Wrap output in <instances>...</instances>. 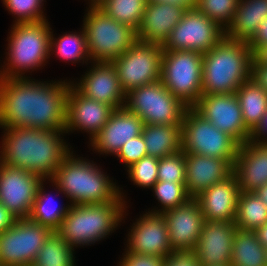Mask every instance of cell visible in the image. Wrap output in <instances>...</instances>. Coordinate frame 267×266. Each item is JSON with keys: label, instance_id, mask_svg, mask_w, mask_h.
Segmentation results:
<instances>
[{"label": "cell", "instance_id": "cell-13", "mask_svg": "<svg viewBox=\"0 0 267 266\" xmlns=\"http://www.w3.org/2000/svg\"><path fill=\"white\" fill-rule=\"evenodd\" d=\"M224 36L223 28L194 7L185 11L162 47L163 50H190L204 54Z\"/></svg>", "mask_w": 267, "mask_h": 266}, {"label": "cell", "instance_id": "cell-21", "mask_svg": "<svg viewBox=\"0 0 267 266\" xmlns=\"http://www.w3.org/2000/svg\"><path fill=\"white\" fill-rule=\"evenodd\" d=\"M144 122L125 107L115 109L103 128L91 139V149L115 156L128 140L142 134Z\"/></svg>", "mask_w": 267, "mask_h": 266}, {"label": "cell", "instance_id": "cell-1", "mask_svg": "<svg viewBox=\"0 0 267 266\" xmlns=\"http://www.w3.org/2000/svg\"><path fill=\"white\" fill-rule=\"evenodd\" d=\"M38 81L0 78V128L65 130L71 80Z\"/></svg>", "mask_w": 267, "mask_h": 266}, {"label": "cell", "instance_id": "cell-18", "mask_svg": "<svg viewBox=\"0 0 267 266\" xmlns=\"http://www.w3.org/2000/svg\"><path fill=\"white\" fill-rule=\"evenodd\" d=\"M92 63L89 66L92 68L78 79L80 81H71V84L90 99L106 103L114 109L123 108L126 94L123 92L115 67L111 62Z\"/></svg>", "mask_w": 267, "mask_h": 266}, {"label": "cell", "instance_id": "cell-3", "mask_svg": "<svg viewBox=\"0 0 267 266\" xmlns=\"http://www.w3.org/2000/svg\"><path fill=\"white\" fill-rule=\"evenodd\" d=\"M74 150L61 162L48 183L69 199L70 205L114 202L120 187L97 164L77 157ZM76 156V157H75ZM54 184V185H53Z\"/></svg>", "mask_w": 267, "mask_h": 266}, {"label": "cell", "instance_id": "cell-41", "mask_svg": "<svg viewBox=\"0 0 267 266\" xmlns=\"http://www.w3.org/2000/svg\"><path fill=\"white\" fill-rule=\"evenodd\" d=\"M117 266H163L165 258L154 255H141L133 252L124 251Z\"/></svg>", "mask_w": 267, "mask_h": 266}, {"label": "cell", "instance_id": "cell-42", "mask_svg": "<svg viewBox=\"0 0 267 266\" xmlns=\"http://www.w3.org/2000/svg\"><path fill=\"white\" fill-rule=\"evenodd\" d=\"M163 266H201L194 250L172 251Z\"/></svg>", "mask_w": 267, "mask_h": 266}, {"label": "cell", "instance_id": "cell-12", "mask_svg": "<svg viewBox=\"0 0 267 266\" xmlns=\"http://www.w3.org/2000/svg\"><path fill=\"white\" fill-rule=\"evenodd\" d=\"M51 233L29 218L16 219L0 234V266H32Z\"/></svg>", "mask_w": 267, "mask_h": 266}, {"label": "cell", "instance_id": "cell-16", "mask_svg": "<svg viewBox=\"0 0 267 266\" xmlns=\"http://www.w3.org/2000/svg\"><path fill=\"white\" fill-rule=\"evenodd\" d=\"M125 250L141 255L166 258L173 250L168 235L166 220L161 213L145 211L130 226Z\"/></svg>", "mask_w": 267, "mask_h": 266}, {"label": "cell", "instance_id": "cell-23", "mask_svg": "<svg viewBox=\"0 0 267 266\" xmlns=\"http://www.w3.org/2000/svg\"><path fill=\"white\" fill-rule=\"evenodd\" d=\"M187 8L163 1L147 2L137 39L142 42L163 45L172 29L182 20Z\"/></svg>", "mask_w": 267, "mask_h": 266}, {"label": "cell", "instance_id": "cell-22", "mask_svg": "<svg viewBox=\"0 0 267 266\" xmlns=\"http://www.w3.org/2000/svg\"><path fill=\"white\" fill-rule=\"evenodd\" d=\"M236 158H215L185 153L186 190L191 198L233 173Z\"/></svg>", "mask_w": 267, "mask_h": 266}, {"label": "cell", "instance_id": "cell-40", "mask_svg": "<svg viewBox=\"0 0 267 266\" xmlns=\"http://www.w3.org/2000/svg\"><path fill=\"white\" fill-rule=\"evenodd\" d=\"M144 156H147V152L142 134L125 142L115 155L127 168Z\"/></svg>", "mask_w": 267, "mask_h": 266}, {"label": "cell", "instance_id": "cell-20", "mask_svg": "<svg viewBox=\"0 0 267 266\" xmlns=\"http://www.w3.org/2000/svg\"><path fill=\"white\" fill-rule=\"evenodd\" d=\"M236 229L232 221L205 220L194 249L201 266L230 265Z\"/></svg>", "mask_w": 267, "mask_h": 266}, {"label": "cell", "instance_id": "cell-6", "mask_svg": "<svg viewBox=\"0 0 267 266\" xmlns=\"http://www.w3.org/2000/svg\"><path fill=\"white\" fill-rule=\"evenodd\" d=\"M11 26L7 38V61L0 66V78H25L26 72L38 70L48 62L52 28L48 20L14 23Z\"/></svg>", "mask_w": 267, "mask_h": 266}, {"label": "cell", "instance_id": "cell-4", "mask_svg": "<svg viewBox=\"0 0 267 266\" xmlns=\"http://www.w3.org/2000/svg\"><path fill=\"white\" fill-rule=\"evenodd\" d=\"M114 202L71 205L55 231L72 248L89 246L108 237L125 218L126 195L121 192ZM125 215V216H124Z\"/></svg>", "mask_w": 267, "mask_h": 266}, {"label": "cell", "instance_id": "cell-9", "mask_svg": "<svg viewBox=\"0 0 267 266\" xmlns=\"http://www.w3.org/2000/svg\"><path fill=\"white\" fill-rule=\"evenodd\" d=\"M124 107L150 125L182 124L188 108L160 80L129 91Z\"/></svg>", "mask_w": 267, "mask_h": 266}, {"label": "cell", "instance_id": "cell-8", "mask_svg": "<svg viewBox=\"0 0 267 266\" xmlns=\"http://www.w3.org/2000/svg\"><path fill=\"white\" fill-rule=\"evenodd\" d=\"M202 67L200 52L163 50L160 81L187 107H193L202 95Z\"/></svg>", "mask_w": 267, "mask_h": 266}, {"label": "cell", "instance_id": "cell-14", "mask_svg": "<svg viewBox=\"0 0 267 266\" xmlns=\"http://www.w3.org/2000/svg\"><path fill=\"white\" fill-rule=\"evenodd\" d=\"M42 181L38 175L0 162V204L15 219L28 218Z\"/></svg>", "mask_w": 267, "mask_h": 266}, {"label": "cell", "instance_id": "cell-15", "mask_svg": "<svg viewBox=\"0 0 267 266\" xmlns=\"http://www.w3.org/2000/svg\"><path fill=\"white\" fill-rule=\"evenodd\" d=\"M193 108L239 145L249 140L251 131L245 126L235 93L201 95Z\"/></svg>", "mask_w": 267, "mask_h": 266}, {"label": "cell", "instance_id": "cell-46", "mask_svg": "<svg viewBox=\"0 0 267 266\" xmlns=\"http://www.w3.org/2000/svg\"><path fill=\"white\" fill-rule=\"evenodd\" d=\"M15 221V217L0 204V234L10 228Z\"/></svg>", "mask_w": 267, "mask_h": 266}, {"label": "cell", "instance_id": "cell-27", "mask_svg": "<svg viewBox=\"0 0 267 266\" xmlns=\"http://www.w3.org/2000/svg\"><path fill=\"white\" fill-rule=\"evenodd\" d=\"M142 137L148 156L163 158L182 151L181 124H144Z\"/></svg>", "mask_w": 267, "mask_h": 266}, {"label": "cell", "instance_id": "cell-30", "mask_svg": "<svg viewBox=\"0 0 267 266\" xmlns=\"http://www.w3.org/2000/svg\"><path fill=\"white\" fill-rule=\"evenodd\" d=\"M44 183H46V180H43L39 185L36 199L34 200L28 218L49 228L52 232H55L59 228L60 223L66 216L71 205H55V202L53 203L54 196L50 193H46L44 190Z\"/></svg>", "mask_w": 267, "mask_h": 266}, {"label": "cell", "instance_id": "cell-24", "mask_svg": "<svg viewBox=\"0 0 267 266\" xmlns=\"http://www.w3.org/2000/svg\"><path fill=\"white\" fill-rule=\"evenodd\" d=\"M239 193L237 177L232 173L225 180L204 190L195 199L205 220L234 222Z\"/></svg>", "mask_w": 267, "mask_h": 266}, {"label": "cell", "instance_id": "cell-32", "mask_svg": "<svg viewBox=\"0 0 267 266\" xmlns=\"http://www.w3.org/2000/svg\"><path fill=\"white\" fill-rule=\"evenodd\" d=\"M79 31H72L69 34L66 32L58 38L51 31V55H57L56 57L62 58L64 61H71L72 64L79 62L84 64L85 62L88 65L89 55L86 47L85 31L83 27Z\"/></svg>", "mask_w": 267, "mask_h": 266}, {"label": "cell", "instance_id": "cell-19", "mask_svg": "<svg viewBox=\"0 0 267 266\" xmlns=\"http://www.w3.org/2000/svg\"><path fill=\"white\" fill-rule=\"evenodd\" d=\"M162 215L166 220L172 250H194L205 223L198 201L190 198Z\"/></svg>", "mask_w": 267, "mask_h": 266}, {"label": "cell", "instance_id": "cell-31", "mask_svg": "<svg viewBox=\"0 0 267 266\" xmlns=\"http://www.w3.org/2000/svg\"><path fill=\"white\" fill-rule=\"evenodd\" d=\"M267 222V207L254 192L240 191L235 225L237 229L255 231Z\"/></svg>", "mask_w": 267, "mask_h": 266}, {"label": "cell", "instance_id": "cell-43", "mask_svg": "<svg viewBox=\"0 0 267 266\" xmlns=\"http://www.w3.org/2000/svg\"><path fill=\"white\" fill-rule=\"evenodd\" d=\"M247 45L254 54L261 46L267 45V18L262 19L256 32L247 41Z\"/></svg>", "mask_w": 267, "mask_h": 266}, {"label": "cell", "instance_id": "cell-37", "mask_svg": "<svg viewBox=\"0 0 267 266\" xmlns=\"http://www.w3.org/2000/svg\"><path fill=\"white\" fill-rule=\"evenodd\" d=\"M45 0H2L9 13L15 15L14 23L38 22L47 20L43 11Z\"/></svg>", "mask_w": 267, "mask_h": 266}, {"label": "cell", "instance_id": "cell-34", "mask_svg": "<svg viewBox=\"0 0 267 266\" xmlns=\"http://www.w3.org/2000/svg\"><path fill=\"white\" fill-rule=\"evenodd\" d=\"M147 0H103L97 6L109 17L138 30Z\"/></svg>", "mask_w": 267, "mask_h": 266}, {"label": "cell", "instance_id": "cell-36", "mask_svg": "<svg viewBox=\"0 0 267 266\" xmlns=\"http://www.w3.org/2000/svg\"><path fill=\"white\" fill-rule=\"evenodd\" d=\"M239 0H197L196 8L224 30L233 20Z\"/></svg>", "mask_w": 267, "mask_h": 266}, {"label": "cell", "instance_id": "cell-2", "mask_svg": "<svg viewBox=\"0 0 267 266\" xmlns=\"http://www.w3.org/2000/svg\"><path fill=\"white\" fill-rule=\"evenodd\" d=\"M0 162L51 180L61 162L72 152L65 131L26 127L2 128Z\"/></svg>", "mask_w": 267, "mask_h": 266}, {"label": "cell", "instance_id": "cell-17", "mask_svg": "<svg viewBox=\"0 0 267 266\" xmlns=\"http://www.w3.org/2000/svg\"><path fill=\"white\" fill-rule=\"evenodd\" d=\"M115 109L102 102L90 99L70 84L66 99L65 133L84 131L89 140L103 128Z\"/></svg>", "mask_w": 267, "mask_h": 266}, {"label": "cell", "instance_id": "cell-26", "mask_svg": "<svg viewBox=\"0 0 267 266\" xmlns=\"http://www.w3.org/2000/svg\"><path fill=\"white\" fill-rule=\"evenodd\" d=\"M265 18L267 0H239L233 20L225 30V37L248 41Z\"/></svg>", "mask_w": 267, "mask_h": 266}, {"label": "cell", "instance_id": "cell-5", "mask_svg": "<svg viewBox=\"0 0 267 266\" xmlns=\"http://www.w3.org/2000/svg\"><path fill=\"white\" fill-rule=\"evenodd\" d=\"M252 58L247 41L224 36L203 54L202 95L235 93L250 78Z\"/></svg>", "mask_w": 267, "mask_h": 266}, {"label": "cell", "instance_id": "cell-38", "mask_svg": "<svg viewBox=\"0 0 267 266\" xmlns=\"http://www.w3.org/2000/svg\"><path fill=\"white\" fill-rule=\"evenodd\" d=\"M158 163L159 158L144 156L127 168L129 180L137 187L152 189L158 181Z\"/></svg>", "mask_w": 267, "mask_h": 266}, {"label": "cell", "instance_id": "cell-39", "mask_svg": "<svg viewBox=\"0 0 267 266\" xmlns=\"http://www.w3.org/2000/svg\"><path fill=\"white\" fill-rule=\"evenodd\" d=\"M158 181L186 182L185 152L159 158Z\"/></svg>", "mask_w": 267, "mask_h": 266}, {"label": "cell", "instance_id": "cell-25", "mask_svg": "<svg viewBox=\"0 0 267 266\" xmlns=\"http://www.w3.org/2000/svg\"><path fill=\"white\" fill-rule=\"evenodd\" d=\"M239 189L254 192L267 183V143L247 141L239 145L233 165Z\"/></svg>", "mask_w": 267, "mask_h": 266}, {"label": "cell", "instance_id": "cell-28", "mask_svg": "<svg viewBox=\"0 0 267 266\" xmlns=\"http://www.w3.org/2000/svg\"><path fill=\"white\" fill-rule=\"evenodd\" d=\"M266 250L255 231L236 229L230 265L267 266Z\"/></svg>", "mask_w": 267, "mask_h": 266}, {"label": "cell", "instance_id": "cell-11", "mask_svg": "<svg viewBox=\"0 0 267 266\" xmlns=\"http://www.w3.org/2000/svg\"><path fill=\"white\" fill-rule=\"evenodd\" d=\"M163 47L137 40L126 52L111 61L123 92L161 79Z\"/></svg>", "mask_w": 267, "mask_h": 266}, {"label": "cell", "instance_id": "cell-29", "mask_svg": "<svg viewBox=\"0 0 267 266\" xmlns=\"http://www.w3.org/2000/svg\"><path fill=\"white\" fill-rule=\"evenodd\" d=\"M235 95L245 126L252 131L267 111V92L249 78L237 89Z\"/></svg>", "mask_w": 267, "mask_h": 266}, {"label": "cell", "instance_id": "cell-50", "mask_svg": "<svg viewBox=\"0 0 267 266\" xmlns=\"http://www.w3.org/2000/svg\"><path fill=\"white\" fill-rule=\"evenodd\" d=\"M254 193L262 199L263 203L267 207V183L257 188Z\"/></svg>", "mask_w": 267, "mask_h": 266}, {"label": "cell", "instance_id": "cell-49", "mask_svg": "<svg viewBox=\"0 0 267 266\" xmlns=\"http://www.w3.org/2000/svg\"><path fill=\"white\" fill-rule=\"evenodd\" d=\"M253 57L262 64H267V45L261 46L254 54Z\"/></svg>", "mask_w": 267, "mask_h": 266}, {"label": "cell", "instance_id": "cell-51", "mask_svg": "<svg viewBox=\"0 0 267 266\" xmlns=\"http://www.w3.org/2000/svg\"><path fill=\"white\" fill-rule=\"evenodd\" d=\"M89 6H97L99 3H101L103 0H88Z\"/></svg>", "mask_w": 267, "mask_h": 266}, {"label": "cell", "instance_id": "cell-47", "mask_svg": "<svg viewBox=\"0 0 267 266\" xmlns=\"http://www.w3.org/2000/svg\"><path fill=\"white\" fill-rule=\"evenodd\" d=\"M157 1H163L167 3L182 5L183 7L187 9L196 7V3H197V0H147V2H157Z\"/></svg>", "mask_w": 267, "mask_h": 266}, {"label": "cell", "instance_id": "cell-33", "mask_svg": "<svg viewBox=\"0 0 267 266\" xmlns=\"http://www.w3.org/2000/svg\"><path fill=\"white\" fill-rule=\"evenodd\" d=\"M74 251L63 238L52 232L40 248L32 266H75Z\"/></svg>", "mask_w": 267, "mask_h": 266}, {"label": "cell", "instance_id": "cell-45", "mask_svg": "<svg viewBox=\"0 0 267 266\" xmlns=\"http://www.w3.org/2000/svg\"><path fill=\"white\" fill-rule=\"evenodd\" d=\"M249 141L256 143H267V111L261 121L250 132Z\"/></svg>", "mask_w": 267, "mask_h": 266}, {"label": "cell", "instance_id": "cell-10", "mask_svg": "<svg viewBox=\"0 0 267 266\" xmlns=\"http://www.w3.org/2000/svg\"><path fill=\"white\" fill-rule=\"evenodd\" d=\"M182 151L215 158H236L239 144L188 107L181 124Z\"/></svg>", "mask_w": 267, "mask_h": 266}, {"label": "cell", "instance_id": "cell-48", "mask_svg": "<svg viewBox=\"0 0 267 266\" xmlns=\"http://www.w3.org/2000/svg\"><path fill=\"white\" fill-rule=\"evenodd\" d=\"M258 240L267 249V222L255 230Z\"/></svg>", "mask_w": 267, "mask_h": 266}, {"label": "cell", "instance_id": "cell-35", "mask_svg": "<svg viewBox=\"0 0 267 266\" xmlns=\"http://www.w3.org/2000/svg\"><path fill=\"white\" fill-rule=\"evenodd\" d=\"M186 182H167L157 181L152 187V191L155 194V198L159 203L160 208L151 209L148 212L152 213H164L165 211L176 208L186 203L191 197L189 196L186 187Z\"/></svg>", "mask_w": 267, "mask_h": 266}, {"label": "cell", "instance_id": "cell-44", "mask_svg": "<svg viewBox=\"0 0 267 266\" xmlns=\"http://www.w3.org/2000/svg\"><path fill=\"white\" fill-rule=\"evenodd\" d=\"M250 79L267 92V64L259 63L253 57L251 61Z\"/></svg>", "mask_w": 267, "mask_h": 266}, {"label": "cell", "instance_id": "cell-7", "mask_svg": "<svg viewBox=\"0 0 267 266\" xmlns=\"http://www.w3.org/2000/svg\"><path fill=\"white\" fill-rule=\"evenodd\" d=\"M83 18L86 47L91 62H111L138 39L137 31L109 17L98 6H89Z\"/></svg>", "mask_w": 267, "mask_h": 266}]
</instances>
